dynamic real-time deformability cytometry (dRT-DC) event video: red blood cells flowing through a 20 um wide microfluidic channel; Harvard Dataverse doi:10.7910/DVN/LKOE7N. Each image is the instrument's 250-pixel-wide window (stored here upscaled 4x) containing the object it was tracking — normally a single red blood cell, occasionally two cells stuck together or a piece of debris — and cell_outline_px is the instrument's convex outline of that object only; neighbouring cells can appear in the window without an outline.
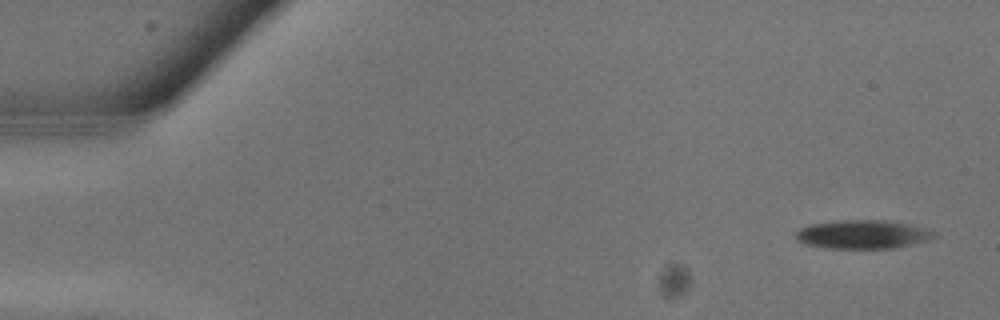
{"species": "common noctule bat (a hibernating species)", "species_latin": "Nyctalus noctula", "temperature_condition": "warm", "stored_images_in_passage": 14, "camera_frame_rate_fps": 3000, "um_per_image_px": 0.085, "animal": {"sex": "male", "body_mass_g": 13.3}, "frame": {"image": 1, "passage_image": 1, "time_ms": 0.0, "image_size_px": [1000, 320], "cell_outline_px": [[936, 236], [928, 240], [892, 248], [828, 248], [804, 244], [796, 236], [796, 232], [800, 228], [808, 224], [836, 220], [888, 220], [912, 224], [936, 232]], "centroid_in_image_um": [73.33, 19.9], "position_along_channel_um": 11.7, "area_um2": 23.12}}
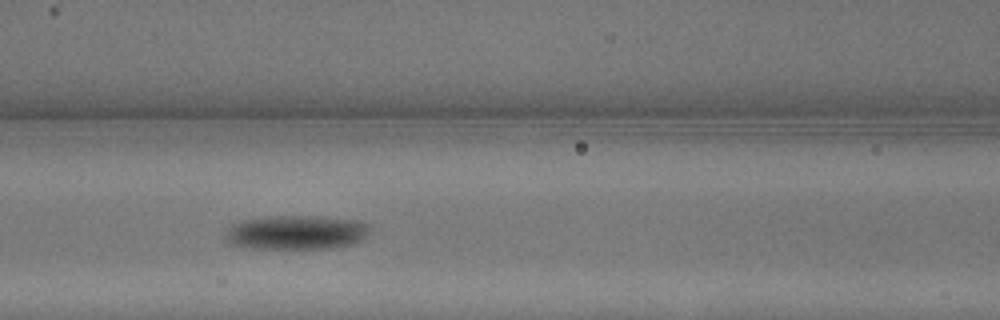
{"frame": {"image": 2, "passage_image": 11, "time_ms": 3.333, "image_size_px": [1000, 320], "cell_outline_px": [[372, 232], [364, 240], [340, 248], [252, 248], [228, 244], [224, 236], [228, 228], [232, 224], [244, 220], [280, 216], [308, 216], [356, 220], [372, 224]], "centroid_in_image_um": [25.27, 19.77], "position_along_channel_um": 141.3, "area_um2": 29.07}}
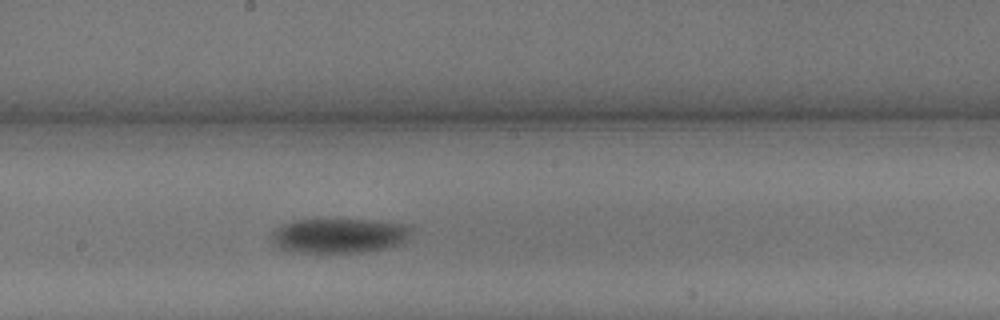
{"frame": {"image": 3, "passage_image": 14, "time_ms": 4.333, "image_size_px": [1000, 320], "cell_outline_px": [[412, 228], [408, 240], [392, 248], [364, 252], [292, 252], [280, 248], [272, 244], [272, 232], [280, 224], [292, 220], [376, 220], [400, 224]], "centroid_in_image_um": [28.82, 20.04], "position_along_channel_um": 219.4, "area_um2": 28.5}}